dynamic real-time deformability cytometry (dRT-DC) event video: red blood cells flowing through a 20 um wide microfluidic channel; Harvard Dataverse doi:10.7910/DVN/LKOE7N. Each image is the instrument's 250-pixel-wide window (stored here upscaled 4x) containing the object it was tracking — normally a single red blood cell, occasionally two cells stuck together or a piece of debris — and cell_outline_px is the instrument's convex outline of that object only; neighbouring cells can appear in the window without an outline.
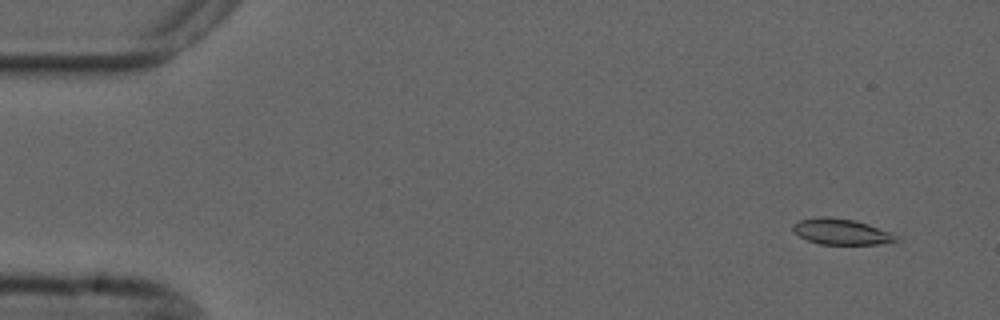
{"species": "common noctule bat (a hibernating species)", "species_latin": "Nyctalus noctula", "temperature_condition": "cold", "stored_images_in_passage": 55, "camera_frame_rate_fps": 3000, "um_per_image_px": 0.085, "animal": {"sex": "male", "forearm_length_mm": 52.5}, "frame": {"image": 1, "passage_image": 3, "time_ms": 0.667, "image_size_px": [1000, 320], "cell_outline_px": [[900, 240], [876, 244], [820, 244], [808, 240], [800, 236], [792, 228], [792, 224], [800, 220], [824, 216], [828, 216], [852, 220], [868, 224], [888, 232], [896, 236]], "centroid_in_image_um": [71.47, 19.69], "position_along_channel_um": 13.5, "area_um2": 15.14}}
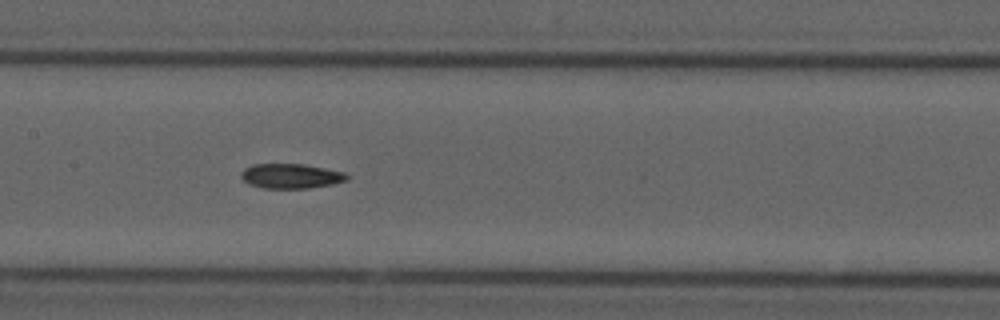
{"frame": {"image": 2, "passage_image": 26, "time_ms": 8.333, "image_size_px": [1000, 320], "cell_outline_px": [[348, 180], [332, 184], [308, 188], [260, 188], [248, 184], [240, 176], [240, 172], [244, 168], [252, 164], [304, 164], [344, 172], [348, 176]], "centroid_in_image_um": [24.68, 14.96], "position_along_channel_um": 182.7, "area_um2": 15.32}}
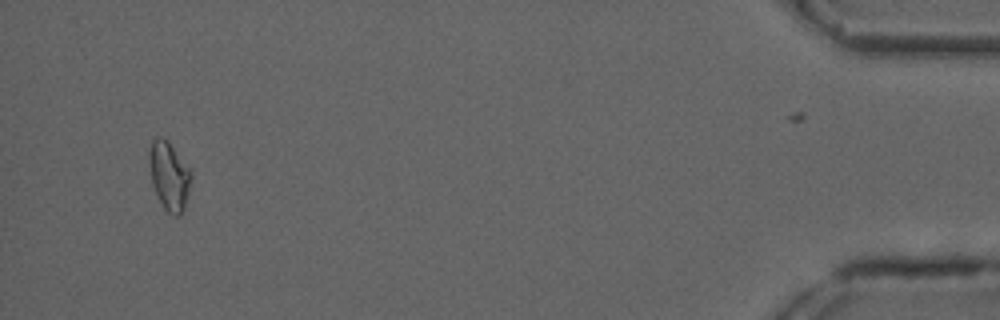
{"frame": {"image": 3, "passage_image": 52, "time_ms": 17.0, "image_size_px": [1000, 320], "cell_outline_px": [[192, 176], [184, 212], [180, 216], [176, 216], [168, 212], [164, 208], [152, 184], [148, 160], [148, 152], [152, 140], [156, 136], [164, 136], [168, 140], [192, 168]], "centroid_in_image_um": [14.4, 14.89], "position_along_channel_um": 420.8, "area_um2": 17.28}}